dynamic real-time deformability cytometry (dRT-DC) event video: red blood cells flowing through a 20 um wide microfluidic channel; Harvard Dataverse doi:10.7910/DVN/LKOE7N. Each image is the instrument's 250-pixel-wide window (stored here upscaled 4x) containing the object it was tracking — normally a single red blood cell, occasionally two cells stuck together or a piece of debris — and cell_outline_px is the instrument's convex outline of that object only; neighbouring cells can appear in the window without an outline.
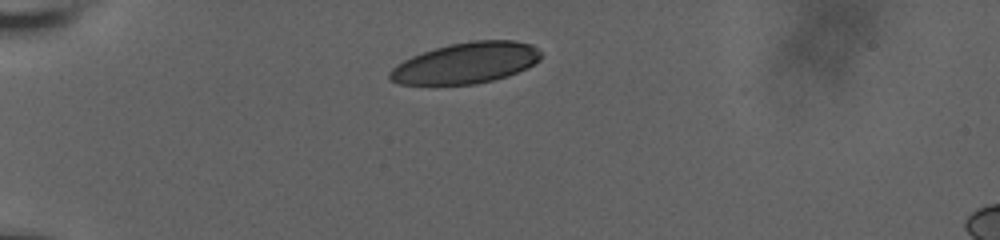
{"species": "human", "species_latin": "Homo sapiens", "temperature_condition": "room temperature", "stored_images_in_passage": 11, "camera_frame_rate_fps": 3000, "um_per_image_px": 0.085, "donor": {"sex": "male"}, "frame": {"image": 1, "passage_image": 1, "time_ms": 0.0, "image_size_px": [1000, 240], "cell_outline_px": [[540, 60], [528, 68], [508, 76], [476, 84], [400, 84], [388, 80], [388, 72], [396, 64], [412, 56], [448, 44], [472, 40], [516, 40], [532, 44], [540, 52]], "centroid_in_image_um": [39.61, 5.35], "position_along_channel_um": 45.4, "area_um2": 36.18}}
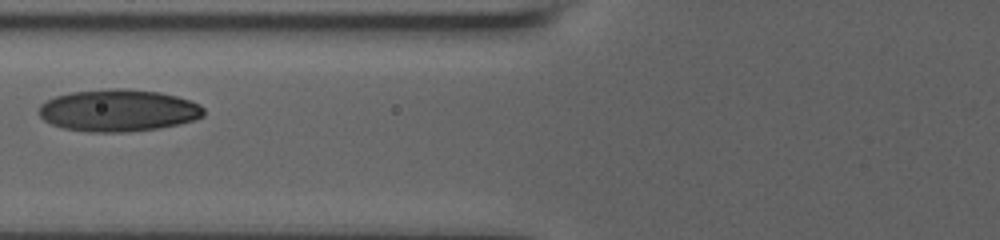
{"frame": {"image": 2, "passage_image": 7, "time_ms": 3.0, "image_size_px": [1000, 240], "cell_outline_px": [[204, 116], [192, 120], [176, 124], [156, 128], [128, 132], [88, 132], [64, 128], [52, 124], [44, 120], [40, 116], [40, 104], [56, 96], [72, 92], [108, 88], [124, 88], [160, 92], [176, 96], [200, 104], [204, 108]], "centroid_in_image_um": [10.05, 9.38], "position_along_channel_um": 115.7, "area_um2": 40.23}}
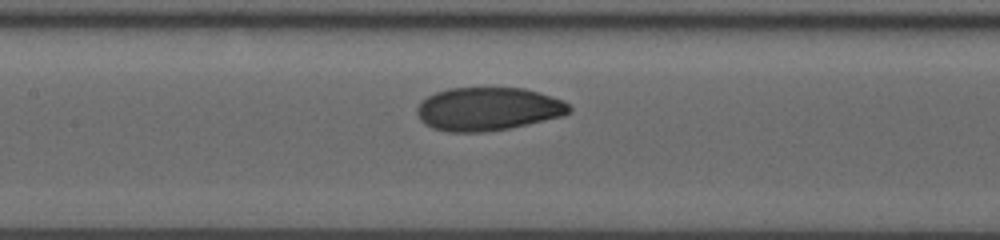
{"frame": {"image": 3, "passage_image": 10, "time_ms": 4.333, "image_size_px": [1000, 240], "cell_outline_px": [[572, 112], [564, 116], [508, 128], [484, 132], [448, 132], [432, 128], [424, 124], [420, 120], [416, 112], [416, 108], [428, 96], [436, 92], [448, 88], [524, 88], [540, 92], [564, 100], [572, 108]], "centroid_in_image_um": [41.5, 9.26], "position_along_channel_um": 165.9, "area_um2": 38.55}}